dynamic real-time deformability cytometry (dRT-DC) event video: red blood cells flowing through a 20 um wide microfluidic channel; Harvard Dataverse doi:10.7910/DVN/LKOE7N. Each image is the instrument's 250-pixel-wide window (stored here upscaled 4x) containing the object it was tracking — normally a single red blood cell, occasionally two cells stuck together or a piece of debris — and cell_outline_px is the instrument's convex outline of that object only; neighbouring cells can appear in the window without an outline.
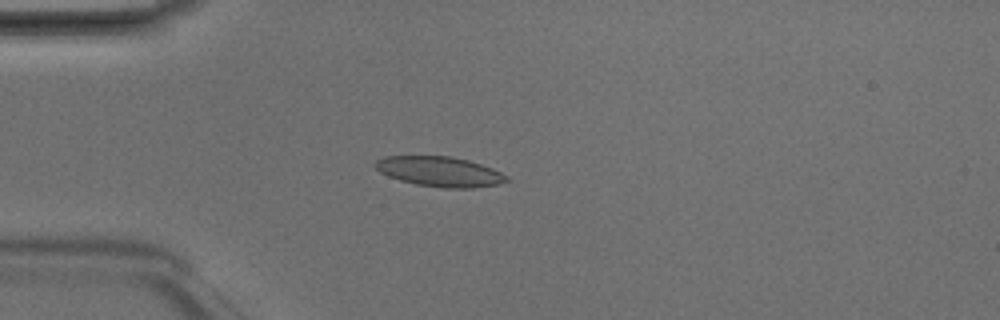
{"species": "Egyptian fruit bat (a non-hibernating species)", "species_latin": "Rousettus aegyptiacus", "temperature_condition": "room temperature", "stored_images_in_passage": 4, "camera_frame_rate_fps": 3000, "um_per_image_px": 0.085, "animal": {"sex": "male"}, "frame": {"image": 1, "passage_image": 4, "time_ms": 1.0, "image_size_px": [1000, 320], "cell_outline_px": [[512, 180], [496, 184], [472, 188], [444, 188], [416, 184], [400, 180], [388, 176], [380, 172], [372, 164], [376, 160], [384, 156], [452, 156], [468, 160], [492, 168], [508, 176]], "centroid_in_image_um": [37.36, 14.58], "position_along_channel_um": 47.6, "area_um2": 23.0}}